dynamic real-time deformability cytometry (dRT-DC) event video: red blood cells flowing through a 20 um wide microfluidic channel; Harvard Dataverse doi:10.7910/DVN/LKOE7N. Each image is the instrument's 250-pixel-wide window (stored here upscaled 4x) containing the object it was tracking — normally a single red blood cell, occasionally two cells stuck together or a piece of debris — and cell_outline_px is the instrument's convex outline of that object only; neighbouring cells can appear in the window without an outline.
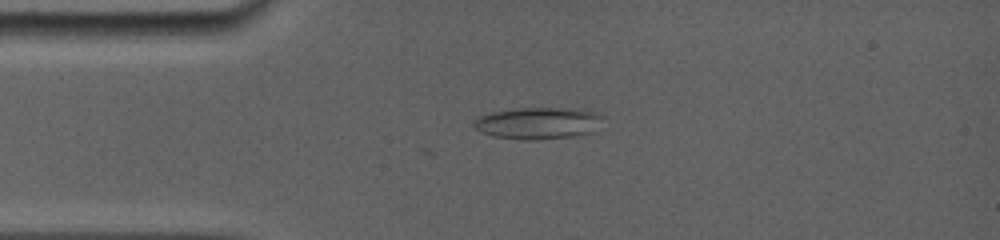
{"species": "common noctule bat (a hibernating species)", "species_latin": "Nyctalus noctula", "temperature_condition": "room temperature", "stored_images_in_passage": 9, "camera_frame_rate_fps": 5000, "um_per_image_px": 0.085, "animal": {"sex": "female", "body_mass_g": 19.0, "forearm_length_mm": 56.7}, "frame": {"image": 1, "passage_image": 9, "time_ms": 1.8, "image_size_px": [1000, 240], "cell_outline_px": [[604, 116], [592, 132], [572, 136], [540, 140], [524, 140], [492, 136], [480, 132], [472, 124], [472, 120], [476, 116], [492, 112], [516, 108], [576, 108], [596, 112]], "centroid_in_image_um": [45.68, 10.46], "position_along_channel_um": 39.3, "area_um2": 24.16}}